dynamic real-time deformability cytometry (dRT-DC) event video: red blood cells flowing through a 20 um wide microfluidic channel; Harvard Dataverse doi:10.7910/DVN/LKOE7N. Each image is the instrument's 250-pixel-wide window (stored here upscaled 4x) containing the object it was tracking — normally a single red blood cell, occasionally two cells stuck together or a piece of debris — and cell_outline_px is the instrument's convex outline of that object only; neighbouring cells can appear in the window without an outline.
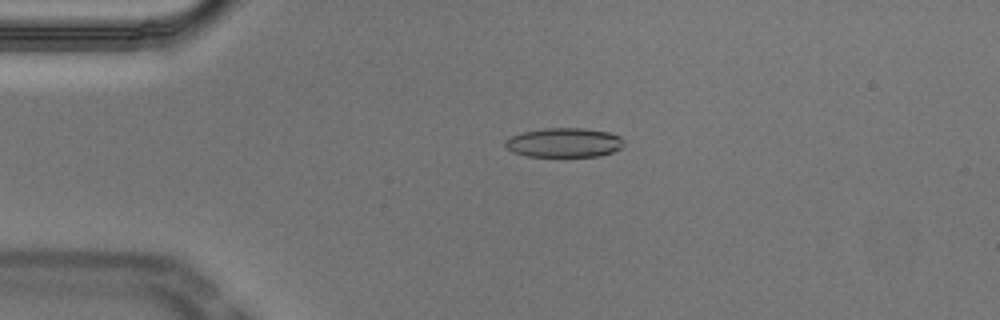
{"species": "Egyptian fruit bat (a non-hibernating species)", "species_latin": "Rousettus aegyptiacus", "temperature_condition": "cold", "stored_images_in_passage": 53, "camera_frame_rate_fps": 3000, "um_per_image_px": 0.085, "animal": {"sex": "male"}, "frame": {"image": 1, "passage_image": 11, "time_ms": 3.333, "image_size_px": [1000, 320], "cell_outline_px": [[624, 144], [620, 148], [612, 152], [600, 156], [528, 156], [512, 152], [504, 144], [504, 140], [512, 136], [524, 132], [544, 128], [584, 128], [608, 132], [620, 136], [624, 140]], "centroid_in_image_um": [47.96, 12.12], "position_along_channel_um": 37.0, "area_um2": 20.23}}
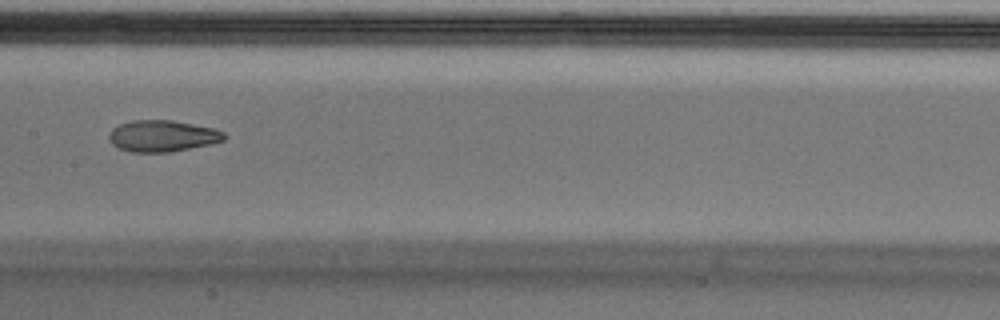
{"frame": {"image": 2, "passage_image": 26, "time_ms": 8.333, "image_size_px": [1000, 320], "cell_outline_px": [[228, 136], [224, 140], [212, 144], [168, 152], [132, 152], [120, 148], [112, 144], [108, 140], [108, 132], [112, 128], [120, 124], [132, 120], [172, 120], [216, 128], [224, 132]], "centroid_in_image_um": [13.82, 11.55], "position_along_channel_um": 193.6, "area_um2": 21.33}}
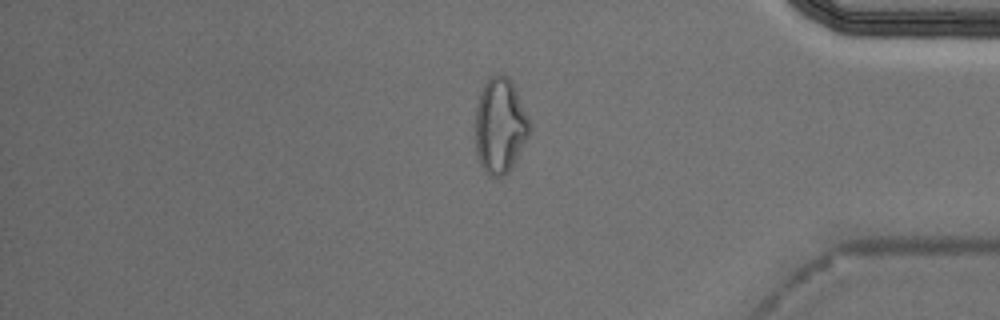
{"frame": {"image": 3, "passage_image": 44, "time_ms": 14.333, "image_size_px": [1000, 320], "cell_outline_px": [[532, 128], [528, 136], [508, 172], [504, 176], [488, 176], [484, 172], [480, 164], [476, 152], [472, 124], [480, 92], [488, 76], [496, 72], [500, 72], [512, 84], [532, 124]], "centroid_in_image_um": [42.44, 10.68], "position_along_channel_um": 392.8, "area_um2": 30.63}, "authors_computed_cell_mechanics": {"area_um2": 21.4438, "velocity_mm_per_s": 3.732, "shape_relaxation_time_tau1_ms": null, "shape_relaxation_time_tau2_ms": 2.0176, "deformation_change_tau1": null, "deformation_change_tau2": 0.0822}}